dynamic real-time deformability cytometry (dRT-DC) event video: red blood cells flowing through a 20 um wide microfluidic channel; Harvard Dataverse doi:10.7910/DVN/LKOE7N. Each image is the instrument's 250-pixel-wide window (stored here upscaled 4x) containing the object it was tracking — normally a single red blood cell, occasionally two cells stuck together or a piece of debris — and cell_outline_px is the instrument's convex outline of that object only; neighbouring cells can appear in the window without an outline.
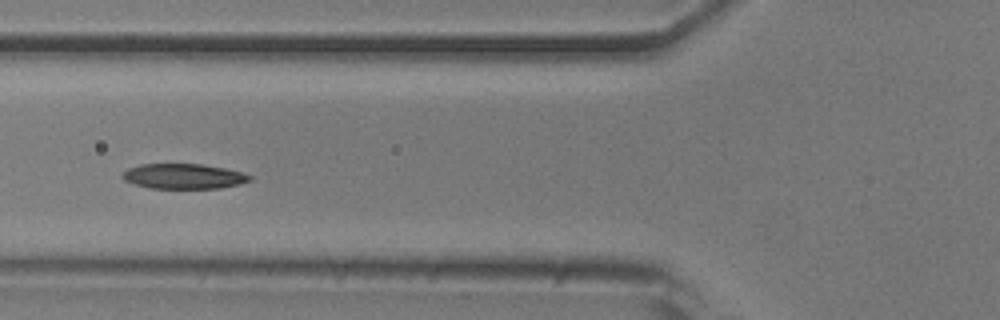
{"species": "common noctule bat (a hibernating species)", "species_latin": "Nyctalus noctula", "temperature_condition": "room temperature", "stored_images_in_passage": 44, "camera_frame_rate_fps": 3000, "um_per_image_px": 0.085, "animal": {"sex": "male", "body_mass_g": 20.5, "forearm_length_mm": 52.5}, "frame": {"image": 1, "passage_image": 19, "time_ms": 6.0, "image_size_px": [1000, 320], "cell_outline_px": [[252, 180], [240, 184], [220, 188], [152, 188], [136, 184], [124, 180], [120, 176], [128, 168], [140, 164], [204, 164], [244, 172], [252, 176]], "centroid_in_image_um": [15.65, 14.98], "position_along_channel_um": 110.2, "area_um2": 18.67}}
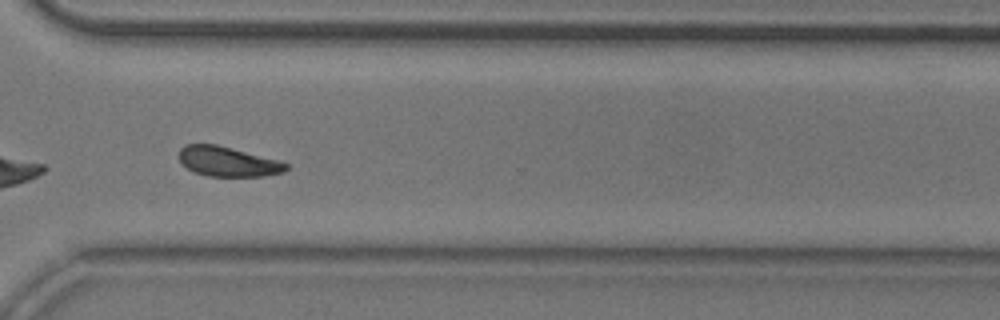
{"frame": {"image": 2, "passage_image": 38, "time_ms": 12.333, "image_size_px": [1000, 320], "cell_outline_px": [[288, 168], [284, 172], [264, 176], [208, 176], [196, 172], [188, 168], [180, 160], [180, 148], [184, 144], [216, 144], [276, 160], [288, 164]], "centroid_in_image_um": [19.36, 13.73], "position_along_channel_um": 351.2, "area_um2": 18.21}, "authors_computed_cell_mechanics": {"area_um2": 19.6809, "velocity_mm_per_s": 3.8116, "shape_relaxation_time_tau1_ms": 3.6601, "shape_relaxation_time_tau2_ms": 3.2973, "deformation_change_tau1": 0.1108, "deformation_change_tau2": 0.0782}}